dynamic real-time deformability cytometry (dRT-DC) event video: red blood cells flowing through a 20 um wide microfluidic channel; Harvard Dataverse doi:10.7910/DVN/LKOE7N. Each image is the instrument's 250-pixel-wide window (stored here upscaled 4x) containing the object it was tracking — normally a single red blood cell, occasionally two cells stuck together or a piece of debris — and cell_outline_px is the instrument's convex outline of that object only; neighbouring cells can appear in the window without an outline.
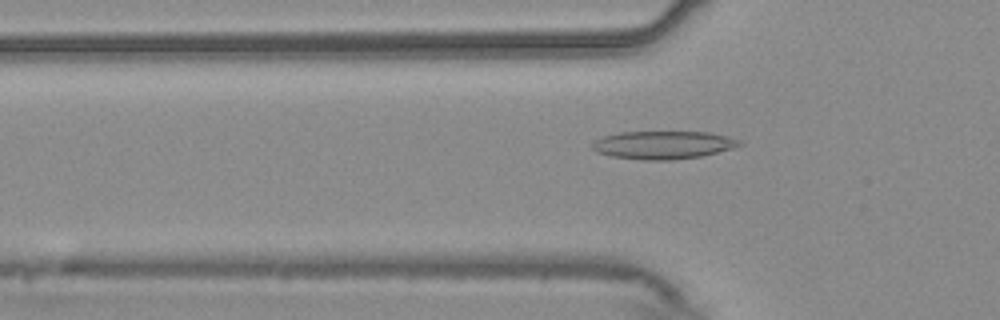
{"species": "common noctule bat (a hibernating species)", "species_latin": "Nyctalus noctula", "temperature_condition": "warm", "stored_images_in_passage": 40, "camera_frame_rate_fps": 3000, "um_per_image_px": 0.085, "animal": {"sex": "male", "body_mass_g": 20.4}, "frame": {"image": 1, "passage_image": 8, "time_ms": 2.333, "image_size_px": [1000, 320], "cell_outline_px": [[744, 144], [732, 148], [700, 156], [672, 160], [644, 160], [612, 156], [596, 152], [592, 148], [592, 140], [604, 136], [620, 132], [708, 132], [740, 140]], "centroid_in_image_um": [56.32, 12.32], "position_along_channel_um": 69.5, "area_um2": 23.87}}
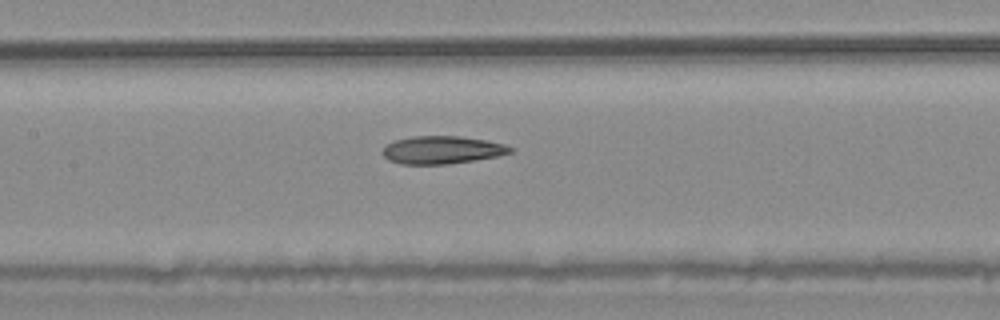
{"frame": {"image": 2, "passage_image": 16, "time_ms": 5.0, "image_size_px": [1000, 320], "cell_outline_px": [[512, 152], [496, 156], [448, 164], [400, 164], [388, 160], [384, 156], [384, 148], [388, 144], [396, 140], [412, 136], [460, 136], [488, 140], [504, 144], [512, 148]], "centroid_in_image_um": [37.57, 12.74], "position_along_channel_um": 169.8, "area_um2": 20.46}}
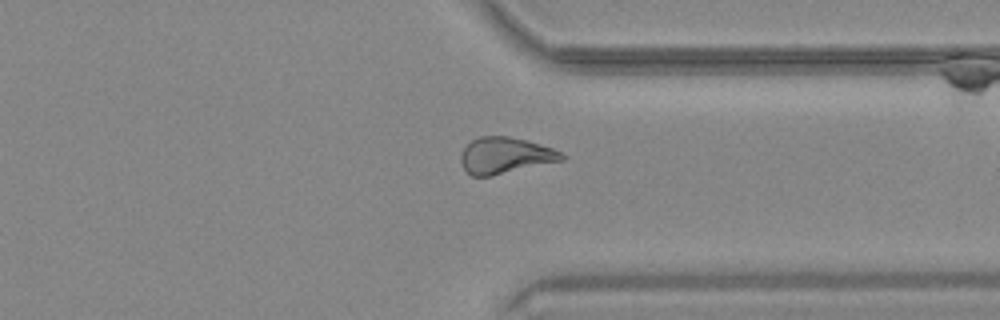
{"frame": {"image": 3, "passage_image": 32, "time_ms": 10.333, "image_size_px": [1000, 320], "cell_outline_px": [[568, 156], [564, 160], [492, 176], [472, 176], [464, 168], [460, 160], [460, 156], [464, 148], [472, 140], [480, 136], [508, 136], [528, 140], [552, 148]], "centroid_in_image_um": [42.96, 13.21], "position_along_channel_um": 368.4, "area_um2": 21.39}}